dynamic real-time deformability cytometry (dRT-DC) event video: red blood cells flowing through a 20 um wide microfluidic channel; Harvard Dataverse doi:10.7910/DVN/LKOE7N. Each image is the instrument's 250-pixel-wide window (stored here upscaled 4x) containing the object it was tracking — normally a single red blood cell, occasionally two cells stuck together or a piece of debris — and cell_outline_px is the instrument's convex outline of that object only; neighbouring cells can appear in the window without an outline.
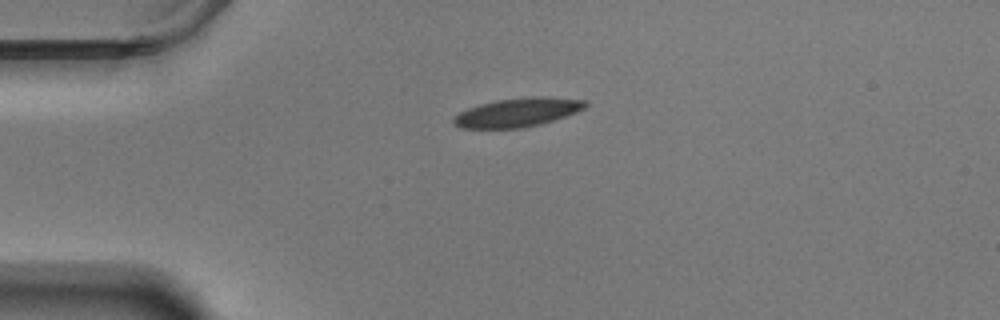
{"species": "Egyptian fruit bat (a non-hibernating species)", "species_latin": "Rousettus aegyptiacus", "temperature_condition": "warm", "stored_images_in_passage": 45, "camera_frame_rate_fps": 3000, "um_per_image_px": 0.085, "animal": {"sex": "male"}, "frame": {"image": 1, "passage_image": 1, "time_ms": 0.0, "image_size_px": [1000, 320], "cell_outline_px": [[588, 104], [584, 108], [576, 112], [540, 124], [520, 128], [460, 128], [452, 120], [460, 112], [468, 108], [480, 104], [496, 100], [532, 96], [584, 100]], "centroid_in_image_um": [43.97, 9.55], "position_along_channel_um": 41.0, "area_um2": 21.68}}
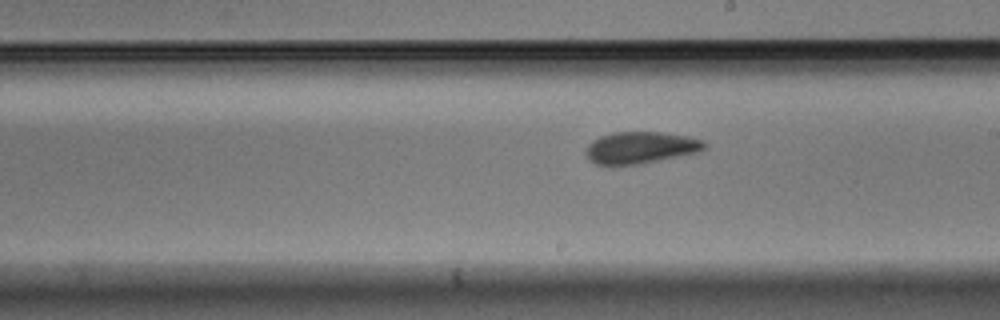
{"frame": {"image": 2, "passage_image": 20, "time_ms": 6.333, "image_size_px": [1000, 320], "cell_outline_px": [[708, 144], [700, 152], [640, 164], [612, 168], [596, 164], [588, 160], [584, 152], [588, 144], [592, 140], [600, 136], [612, 132], [660, 132], [688, 136], [704, 140]], "centroid_in_image_um": [54.39, 12.58], "position_along_channel_um": 234.6, "area_um2": 22.77}}
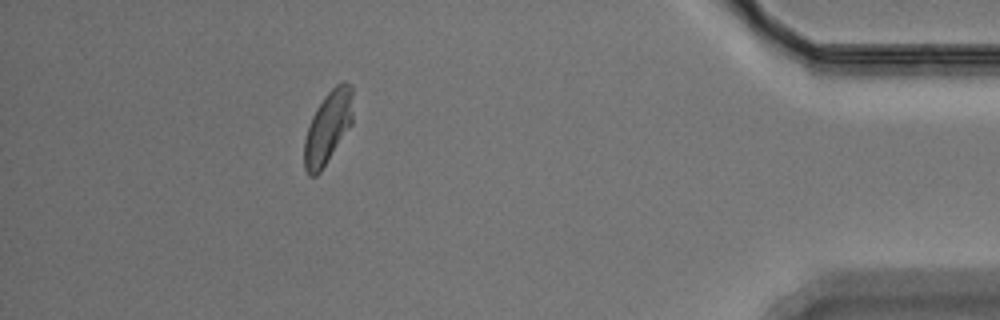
{"frame": {"image": 3, "passage_image": 39, "time_ms": 12.667, "image_size_px": [1000, 320], "cell_outline_px": [[352, 124], [320, 172], [316, 176], [308, 176], [304, 168], [304, 140], [312, 116], [316, 108], [324, 96], [336, 84], [352, 84]], "centroid_in_image_um": [27.85, 10.85], "position_along_channel_um": 407.3, "area_um2": 20.35}, "authors_computed_cell_mechanics": {"area_um2": 21.675, "velocity_mm_per_s": 3.4914, "shape_relaxation_time_tau1_ms": 8.2259, "shape_relaxation_time_tau2_ms": 2.534, "deformation_change_tau1": 0.1648, "deformation_change_tau2": 0.074}}